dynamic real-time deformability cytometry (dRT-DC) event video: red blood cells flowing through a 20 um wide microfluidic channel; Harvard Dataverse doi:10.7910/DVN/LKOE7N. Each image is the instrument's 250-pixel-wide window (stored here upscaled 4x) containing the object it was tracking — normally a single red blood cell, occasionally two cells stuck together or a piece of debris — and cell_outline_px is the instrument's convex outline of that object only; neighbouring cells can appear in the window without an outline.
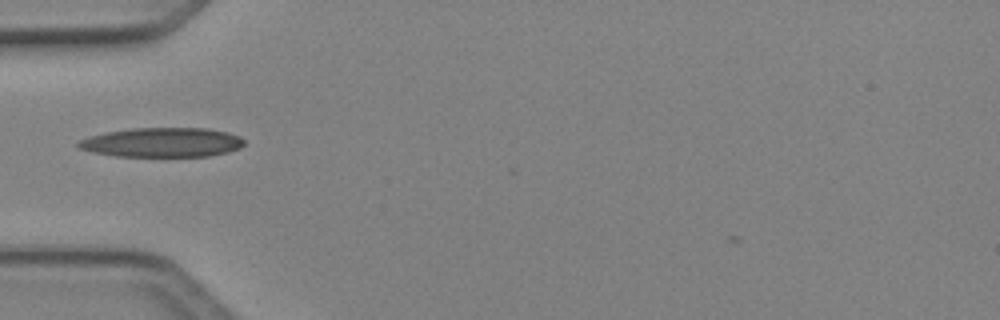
{"species": "Egyptian fruit bat (a non-hibernating species)", "species_latin": "Rousettus aegyptiacus", "temperature_condition": "cold", "stored_images_in_passage": 3, "camera_frame_rate_fps": 3000, "um_per_image_px": 0.085, "animal": {"sex": "female"}, "frame": {"image": 1, "passage_image": 2, "time_ms": 0.333, "image_size_px": [1000, 320], "cell_outline_px": [[244, 144], [240, 148], [228, 152], [208, 156], [116, 156], [92, 152], [80, 148], [76, 144], [80, 140], [88, 136], [108, 132], [132, 128], [208, 128], [228, 132], [240, 136], [244, 140]], "centroid_in_image_um": [13.81, 12.1], "position_along_channel_um": 71.2, "area_um2": 28.44}}
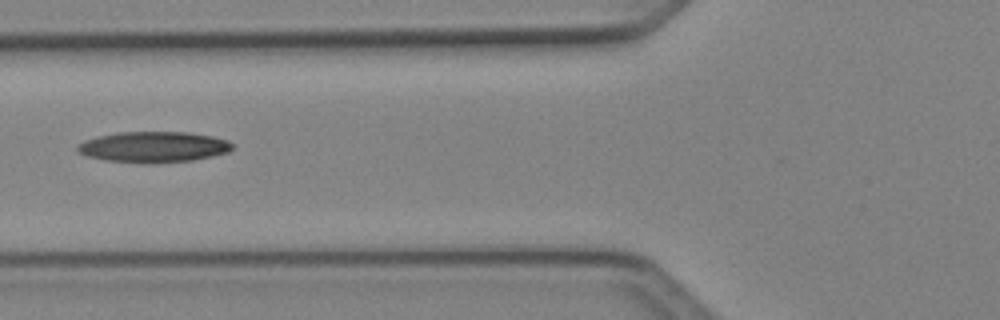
{"frame": {"image": 2, "passage_image": 3, "time_ms": 0.667, "image_size_px": [1000, 320], "cell_outline_px": [[232, 148], [228, 152], [212, 156], [192, 160], [152, 164], [144, 164], [104, 160], [88, 156], [76, 152], [76, 144], [84, 140], [96, 136], [116, 132], [188, 132], [212, 136], [228, 140], [232, 144]], "centroid_in_image_um": [12.99, 12.49], "position_along_channel_um": 112.8, "area_um2": 28.21}}